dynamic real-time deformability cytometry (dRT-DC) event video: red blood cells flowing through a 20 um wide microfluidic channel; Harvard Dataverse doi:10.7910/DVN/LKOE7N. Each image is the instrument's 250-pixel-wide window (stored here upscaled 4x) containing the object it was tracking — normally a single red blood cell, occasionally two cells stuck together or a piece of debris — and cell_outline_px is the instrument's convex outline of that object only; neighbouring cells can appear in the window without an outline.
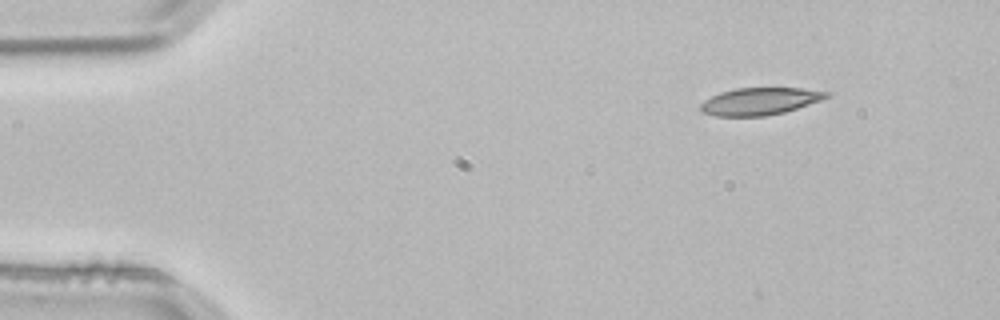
{"species": "common noctule bat (a hibernating species)", "species_latin": "Nyctalus noctula", "temperature_condition": "room temperature", "stored_images_in_passage": 3, "camera_frame_rate_fps": 3000, "um_per_image_px": 0.085, "animal": {"sex": "male", "body_mass_g": 21.5, "forearm_length_mm": 52.0}, "frame": {"image": 1, "passage_image": 1, "time_ms": 0.0, "image_size_px": [1000, 320], "cell_outline_px": [[832, 96], [784, 112], [764, 116], [716, 116], [700, 112], [700, 104], [704, 100], [720, 92], [736, 88], [800, 88], [832, 92]], "centroid_in_image_um": [64.58, 8.6], "position_along_channel_um": 20.4, "area_um2": 20.0}}
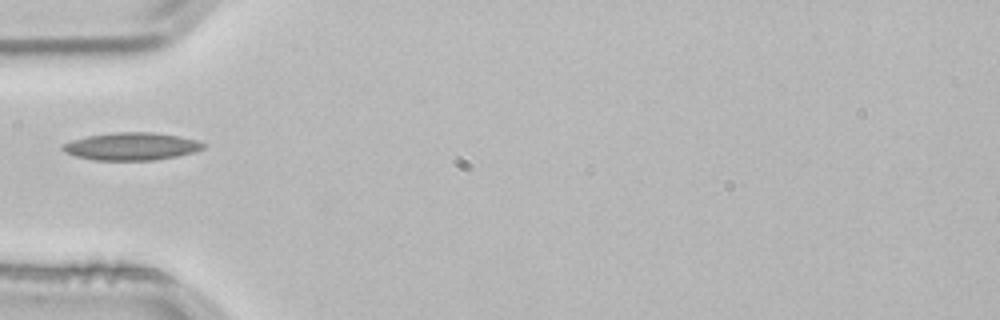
{"frame": {"image": 2, "passage_image": 3, "time_ms": 0.667, "image_size_px": [1000, 320], "cell_outline_px": [[208, 144], [204, 148], [192, 152], [176, 156], [152, 160], [96, 160], [76, 156], [64, 152], [60, 148], [64, 144], [72, 140], [88, 136], [116, 132], [152, 132], [180, 136], [196, 140]], "centroid_in_image_um": [11.18, 12.44], "position_along_channel_um": 73.8, "area_um2": 22.48}}